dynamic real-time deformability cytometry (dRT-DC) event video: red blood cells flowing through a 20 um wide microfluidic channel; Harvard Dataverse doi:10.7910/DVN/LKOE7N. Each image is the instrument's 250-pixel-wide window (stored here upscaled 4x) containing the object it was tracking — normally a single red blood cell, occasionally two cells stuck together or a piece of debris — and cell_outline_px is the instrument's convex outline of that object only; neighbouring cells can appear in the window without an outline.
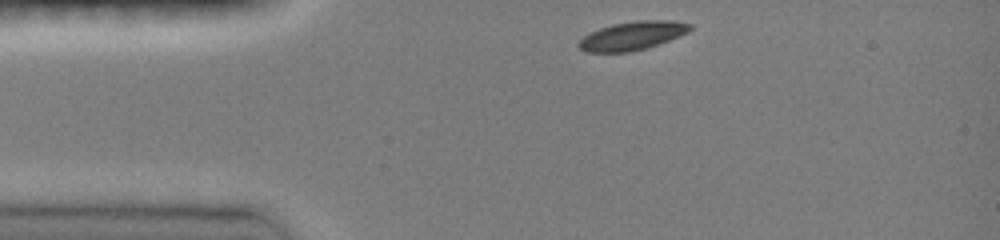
{"species": "common noctule bat (a hibernating species)", "species_latin": "Nyctalus noctula", "temperature_condition": "room temperature", "stored_images_in_passage": 33, "camera_frame_rate_fps": 3000, "um_per_image_px": 0.085, "animal": {"sex": "female", "body_mass_g": 19.0, "forearm_length_mm": 51.5}, "frame": {"image": 1, "passage_image": 1, "time_ms": 0.0, "image_size_px": [1000, 240], "cell_outline_px": [[692, 28], [688, 32], [680, 36], [648, 48], [628, 52], [588, 52], [580, 48], [576, 44], [584, 36], [600, 28], [612, 24], [636, 20], [672, 20], [692, 24]], "centroid_in_image_um": [53.78, 3.03], "position_along_channel_um": 31.2, "area_um2": 18.55}}
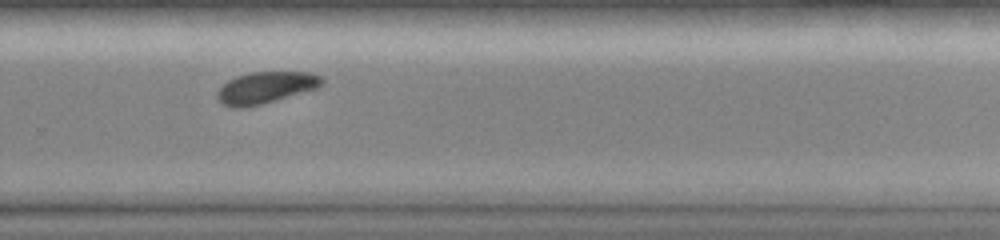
{"frame": {"image": 2, "passage_image": 24, "time_ms": 7.667, "image_size_px": [1000, 240], "cell_outline_px": [[324, 80], [316, 88], [260, 104], [244, 108], [232, 108], [224, 104], [216, 96], [216, 92], [228, 80], [236, 76], [252, 72], [312, 72], [320, 76]], "centroid_in_image_um": [22.54, 7.44], "position_along_channel_um": 307.3, "area_um2": 18.96}}
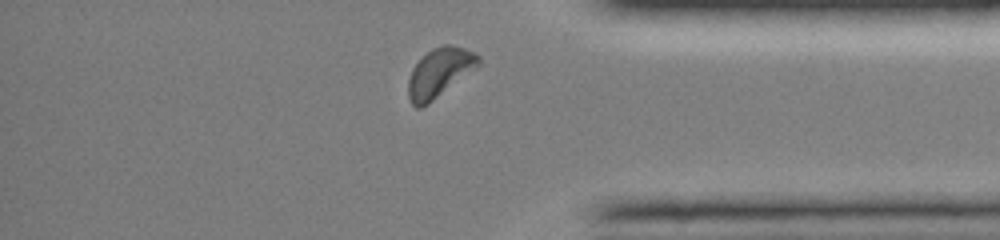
{"frame": {"image": 3, "passage_image": 31, "time_ms": 10.0, "image_size_px": [1000, 240], "cell_outline_px": [[480, 64], [476, 68], [428, 104], [420, 108], [416, 108], [412, 104], [408, 96], [408, 80], [412, 68], [432, 48], [444, 44], [448, 44], [464, 48], [480, 56]], "centroid_in_image_um": [37.35, 6.18], "position_along_channel_um": 397.8, "area_um2": 19.83}, "authors_computed_cell_mechanics": {"area_um2": 19.3052, "velocity_mm_per_s": 4.0821, "shape_relaxation_time_tau1_ms": 1.2917, "shape_relaxation_time_tau2_ms": null, "deformation_change_tau1": 0.0756, "deformation_change_tau2": null}}